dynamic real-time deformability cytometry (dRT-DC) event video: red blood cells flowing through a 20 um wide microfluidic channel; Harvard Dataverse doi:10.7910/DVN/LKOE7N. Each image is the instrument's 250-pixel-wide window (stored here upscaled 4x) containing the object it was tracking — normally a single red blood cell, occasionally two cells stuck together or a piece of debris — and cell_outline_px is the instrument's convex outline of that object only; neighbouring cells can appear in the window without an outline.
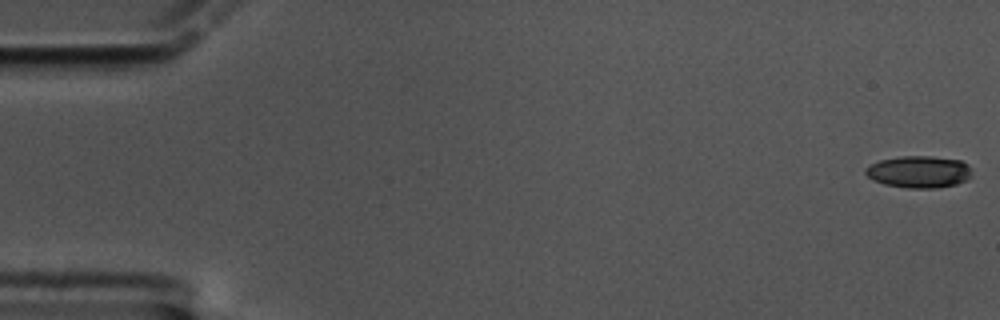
{"species": "common noctule bat (a hibernating species)", "species_latin": "Nyctalus noctula", "temperature_condition": "cold", "stored_images_in_passage": 60, "camera_frame_rate_fps": 3000, "um_per_image_px": 0.085, "animal": {"sex": "male", "body_mass_g": 17.5, "forearm_length_mm": 52.3}, "frame": {"image": 1, "passage_image": 1, "time_ms": 0.0, "image_size_px": [1000, 320], "cell_outline_px": [[972, 176], [956, 184], [936, 188], [908, 188], [884, 184], [872, 180], [864, 172], [864, 168], [868, 164], [880, 160], [900, 156], [932, 156], [960, 160], [968, 164], [972, 172]], "centroid_in_image_um": [78.08, 14.6], "position_along_channel_um": 6.9, "area_um2": 20.0}}
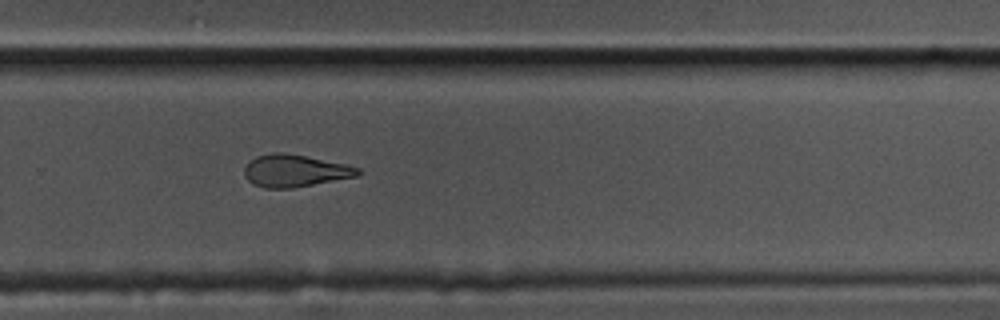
{"frame": {"image": 2, "passage_image": 40, "time_ms": 13.0, "image_size_px": [1000, 320], "cell_outline_px": [[364, 172], [356, 176], [292, 188], [264, 188], [252, 184], [244, 176], [244, 168], [256, 156], [272, 152], [284, 152], [344, 164], [360, 168]], "centroid_in_image_um": [25.04, 14.52], "position_along_channel_um": 304.8, "area_um2": 21.15}}
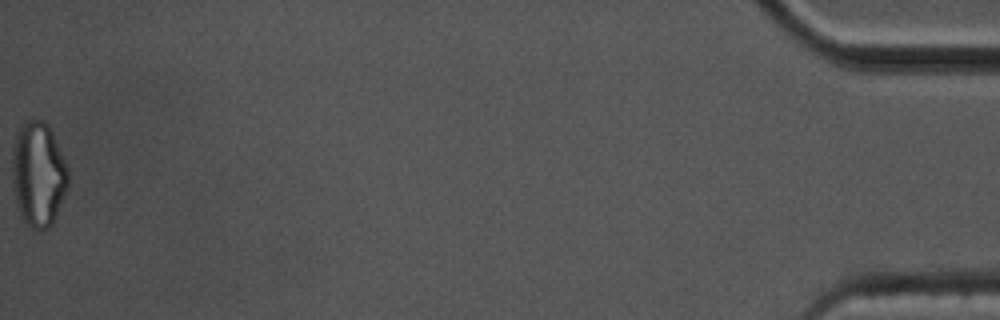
{"frame": {"image": 3, "passage_image": 60, "time_ms": 19.667, "image_size_px": [1000, 320], "cell_outline_px": [[68, 188], [56, 216], [52, 224], [48, 228], [32, 228], [20, 216], [16, 204], [12, 176], [12, 152], [16, 132], [28, 120], [44, 120], [48, 124], [52, 132], [68, 168]], "centroid_in_image_um": [3.26, 14.8], "position_along_channel_um": 431.9, "area_um2": 34.1}, "authors_computed_cell_mechanics": {"area_um2": 21.7906, "velocity_mm_per_s": 3.4055, "shape_relaxation_time_tau1_ms": null, "shape_relaxation_time_tau2_ms": 4.5288, "deformation_change_tau1": null, "deformation_change_tau2": 0.1446}}